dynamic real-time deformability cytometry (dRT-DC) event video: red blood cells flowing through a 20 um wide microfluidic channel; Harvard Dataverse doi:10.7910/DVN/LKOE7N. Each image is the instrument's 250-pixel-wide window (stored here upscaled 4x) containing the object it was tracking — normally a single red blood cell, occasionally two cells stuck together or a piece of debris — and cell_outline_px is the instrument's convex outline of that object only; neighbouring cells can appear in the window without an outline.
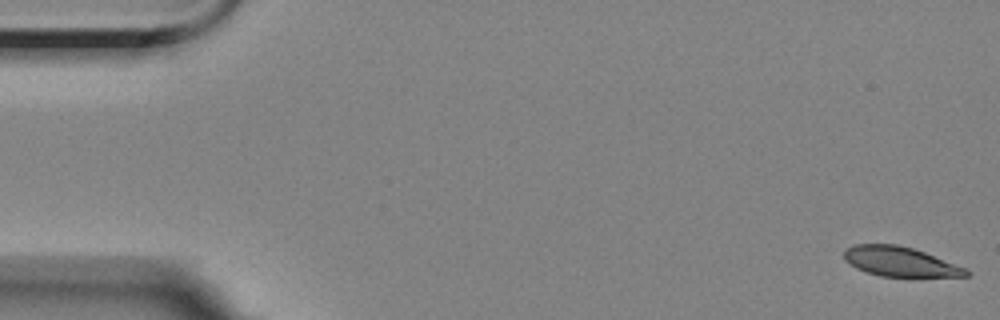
{"species": "Egyptian fruit bat (a non-hibernating species)", "species_latin": "Rousettus aegyptiacus", "temperature_condition": "room temperature", "stored_images_in_passage": 5, "camera_frame_rate_fps": 3000, "um_per_image_px": 0.085, "animal": {"sex": "female"}, "frame": {"image": 1, "passage_image": 1, "time_ms": 0.0, "image_size_px": [1000, 320], "cell_outline_px": [[972, 272], [968, 276], [880, 276], [856, 268], [844, 260], [844, 248], [852, 244], [896, 244], [912, 248], [924, 252], [964, 268]], "centroid_in_image_um": [76.43, 22.22], "position_along_channel_um": 8.6, "area_um2": 20.81}}
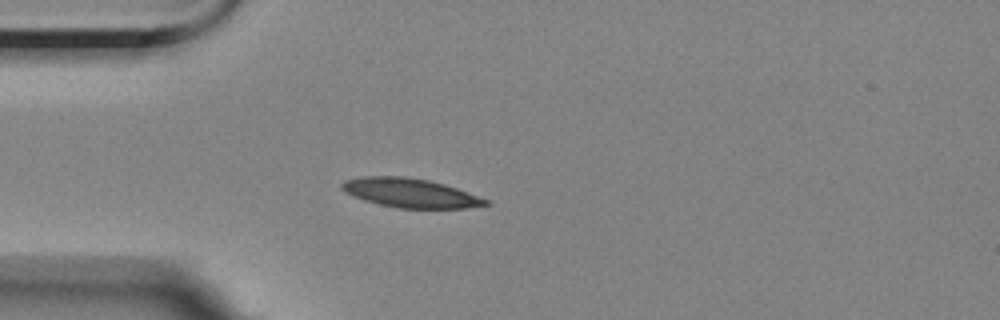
{"frame": {"image": 2, "passage_image": 5, "time_ms": 4.667, "image_size_px": [1000, 320], "cell_outline_px": [[492, 204], [468, 208], [400, 208], [380, 204], [364, 200], [344, 192], [340, 188], [340, 184], [344, 180], [364, 176], [404, 176], [428, 180], [444, 184], [456, 188], [488, 200]], "centroid_in_image_um": [34.85, 16.39], "position_along_channel_um": 50.2, "area_um2": 24.28}}